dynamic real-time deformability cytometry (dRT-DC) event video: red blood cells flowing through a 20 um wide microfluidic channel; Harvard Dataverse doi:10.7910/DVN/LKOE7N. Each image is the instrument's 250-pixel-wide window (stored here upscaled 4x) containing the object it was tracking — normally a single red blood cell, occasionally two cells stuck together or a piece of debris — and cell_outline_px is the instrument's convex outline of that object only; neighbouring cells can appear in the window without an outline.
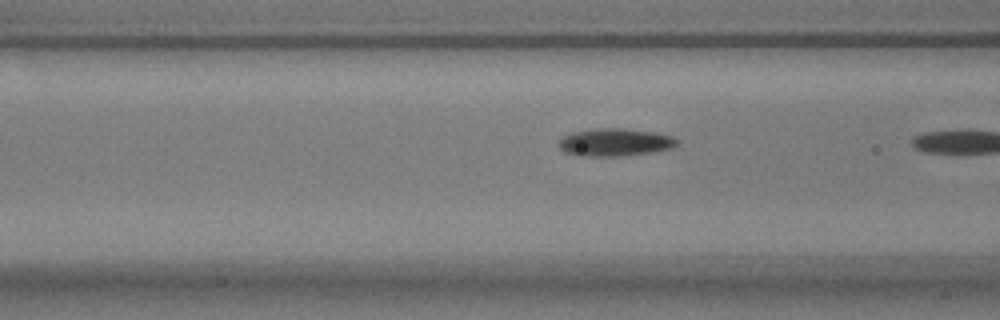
{"species": "common noctule bat (a hibernating species)", "species_latin": "Nyctalus noctula", "temperature_condition": "warm", "stored_images_in_passage": 20, "camera_frame_rate_fps": 3000, "um_per_image_px": 0.085, "animal": {"sex": "male", "body_mass_g": 17.9}, "frame": {"image": 1, "passage_image": 18, "time_ms": 5.667, "image_size_px": [1000, 320], "cell_outline_px": [[680, 144], [672, 148], [652, 152], [620, 156], [588, 156], [564, 152], [560, 148], [560, 140], [564, 136], [572, 132], [592, 128], [624, 128], [656, 132], [672, 136], [680, 140]], "centroid_in_image_um": [52.34, 12.08], "position_along_channel_um": 114.3, "area_um2": 19.19}}